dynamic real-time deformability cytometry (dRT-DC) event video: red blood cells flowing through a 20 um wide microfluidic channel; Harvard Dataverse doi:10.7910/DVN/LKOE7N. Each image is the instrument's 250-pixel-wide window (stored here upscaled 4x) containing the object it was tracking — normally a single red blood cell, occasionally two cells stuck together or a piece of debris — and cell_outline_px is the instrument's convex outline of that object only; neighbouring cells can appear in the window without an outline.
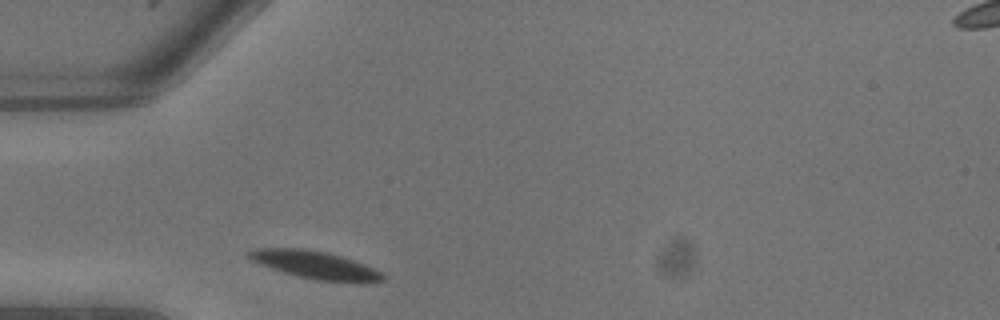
{"species": "common noctule bat (a hibernating species)", "species_latin": "Nyctalus noctula", "temperature_condition": "warm", "stored_images_in_passage": 1, "camera_frame_rate_fps": 3000, "um_per_image_px": 0.085, "animal": {"sex": "male", "body_mass_g": 13.3}, "frame": {"image": 1, "passage_image": 1, "time_ms": 0.0, "image_size_px": [1000, 320], "cell_outline_px": [[384, 280], [316, 280], [296, 276], [260, 264], [252, 260], [248, 256], [248, 252], [256, 248], [304, 248], [324, 252], [340, 256], [364, 264], [384, 272]], "centroid_in_image_um": [26.72, 22.48], "position_along_channel_um": 58.3, "area_um2": 20.81}}